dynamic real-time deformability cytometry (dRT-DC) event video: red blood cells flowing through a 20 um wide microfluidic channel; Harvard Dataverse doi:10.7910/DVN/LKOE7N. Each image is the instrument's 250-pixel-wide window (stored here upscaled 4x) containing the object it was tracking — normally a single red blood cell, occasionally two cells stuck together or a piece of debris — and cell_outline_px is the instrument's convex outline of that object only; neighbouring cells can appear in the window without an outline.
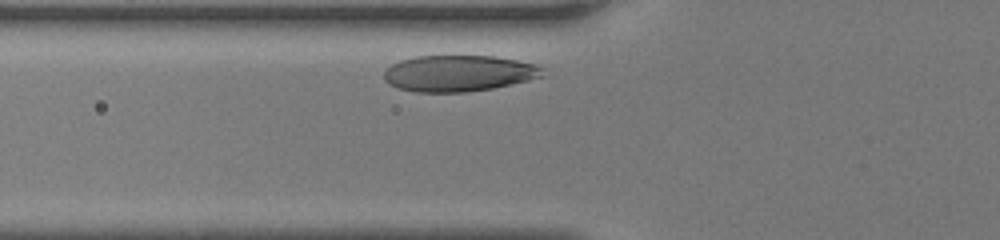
{"species": "human", "species_latin": "Homo sapiens", "temperature_condition": "room temperature", "stored_images_in_passage": 28, "camera_frame_rate_fps": 3000, "um_per_image_px": 0.085, "donor": {"sex": "female"}, "frame": {"image": 1, "passage_image": 3, "time_ms": 0.667, "image_size_px": [1000, 240], "cell_outline_px": [[548, 68], [544, 76], [528, 80], [492, 88], [468, 92], [416, 92], [396, 88], [388, 84], [384, 80], [384, 68], [400, 60], [416, 56], [492, 56], [516, 60], [536, 64]], "centroid_in_image_um": [38.99, 6.23], "position_along_channel_um": 86.8, "area_um2": 33.87}}
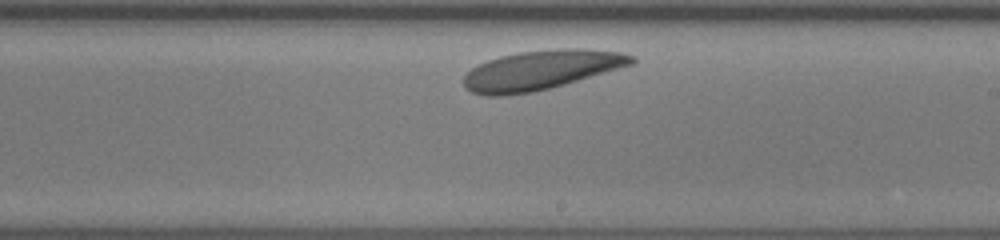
{"frame": {"image": 2, "passage_image": 17, "time_ms": 5.333, "image_size_px": [1000, 240], "cell_outline_px": [[636, 60], [632, 64], [564, 84], [532, 92], [504, 96], [484, 96], [472, 92], [464, 88], [464, 76], [472, 68], [488, 60], [500, 56], [516, 52], [560, 48], [584, 48], [620, 52], [636, 56]], "centroid_in_image_um": [45.96, 5.95], "position_along_channel_um": 243.0, "area_um2": 38.44}}
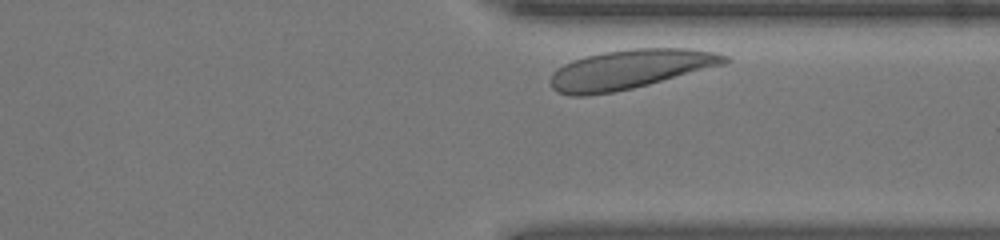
{"frame": {"image": 3, "passage_image": 27, "time_ms": 8.667, "image_size_px": [1000, 240], "cell_outline_px": [[732, 60], [724, 64], [648, 84], [632, 88], [612, 92], [588, 96], [572, 96], [556, 92], [552, 88], [548, 80], [552, 72], [556, 68], [572, 60], [584, 56], [604, 52], [632, 48], [688, 48], [716, 52], [728, 56]], "centroid_in_image_um": [53.49, 5.89], "position_along_channel_um": 357.9, "area_um2": 40.0}, "authors_computed_cell_mechanics": {"area_um2": 37.9168, "velocity_mm_per_s": 3.3709, "shape_relaxation_time_tau1_ms": 1.4086, "shape_relaxation_time_tau2_ms": null, "deformation_change_tau1": 0.0544, "deformation_change_tau2": null}}